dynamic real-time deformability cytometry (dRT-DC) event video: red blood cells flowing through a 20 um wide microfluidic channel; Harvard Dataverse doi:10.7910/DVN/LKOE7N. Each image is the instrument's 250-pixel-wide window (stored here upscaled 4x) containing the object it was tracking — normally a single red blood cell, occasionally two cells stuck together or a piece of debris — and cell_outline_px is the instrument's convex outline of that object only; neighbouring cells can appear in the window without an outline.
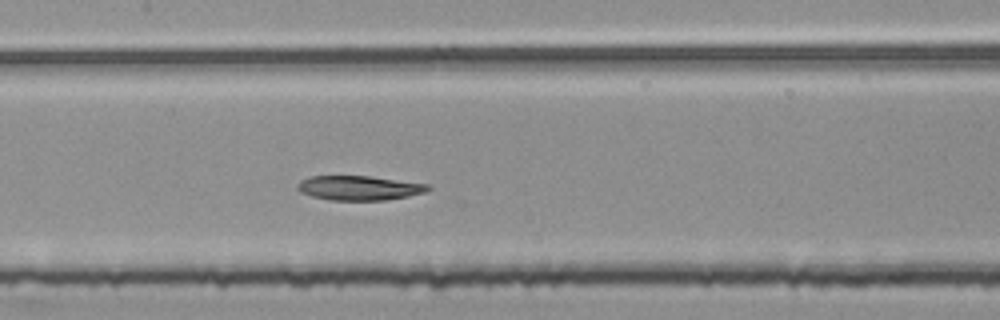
{"species": "common noctule bat (a hibernating species)", "species_latin": "Nyctalus noctula", "temperature_condition": "room temperature", "stored_images_in_passage": 48, "segment_of_instrument_passage": [2, 2], "camera_frame_rate_fps": 3000, "um_per_image_px": 0.085, "animal": {"sex": "female", "body_mass_g": 25.1}, "frame": {"image": 1, "passage_image": 23, "time_ms": 7.333, "image_size_px": [1000, 320], "cell_outline_px": [[432, 188], [424, 192], [408, 196], [384, 200], [328, 200], [312, 196], [300, 192], [296, 188], [296, 184], [300, 180], [312, 176], [368, 176], [432, 184]], "centroid_in_image_um": [30.53, 15.97], "position_along_channel_um": 176.9, "area_um2": 18.73}}
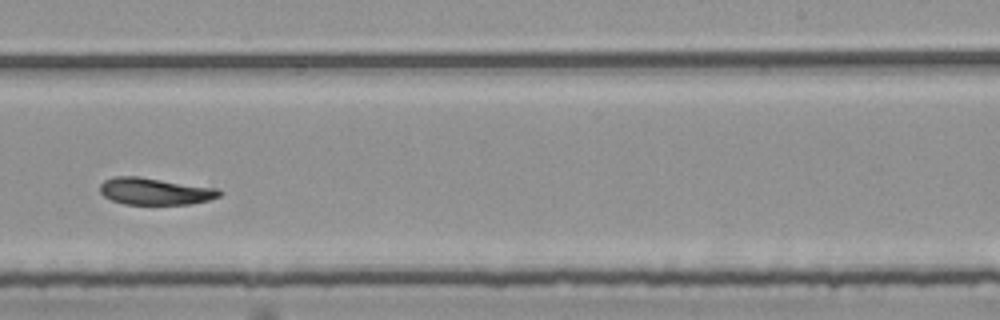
{"frame": {"image": 2, "passage_image": 31, "time_ms": 10.0, "image_size_px": [1000, 320], "cell_outline_px": [[224, 192], [220, 196], [208, 200], [188, 204], [124, 204], [112, 200], [104, 196], [100, 192], [100, 184], [104, 180], [112, 176], [136, 176], [220, 188]], "centroid_in_image_um": [13.19, 16.25], "position_along_channel_um": 275.8, "area_um2": 18.84}}
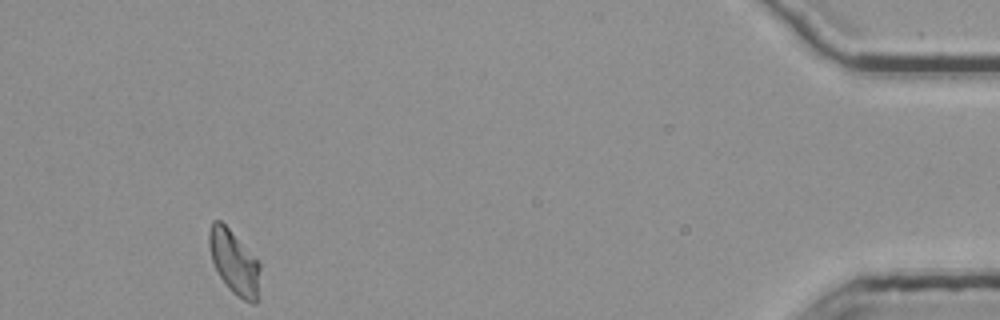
{"frame": {"image": 3, "passage_image": 48, "time_ms": 15.667, "image_size_px": [1000, 320], "cell_outline_px": [[260, 268], [256, 304], [252, 304], [236, 296], [228, 288], [220, 276], [212, 260], [208, 244], [208, 232], [212, 220], [220, 220], [260, 260]], "centroid_in_image_um": [19.91, 22.28], "position_along_channel_um": 415.3, "area_um2": 19.07}}